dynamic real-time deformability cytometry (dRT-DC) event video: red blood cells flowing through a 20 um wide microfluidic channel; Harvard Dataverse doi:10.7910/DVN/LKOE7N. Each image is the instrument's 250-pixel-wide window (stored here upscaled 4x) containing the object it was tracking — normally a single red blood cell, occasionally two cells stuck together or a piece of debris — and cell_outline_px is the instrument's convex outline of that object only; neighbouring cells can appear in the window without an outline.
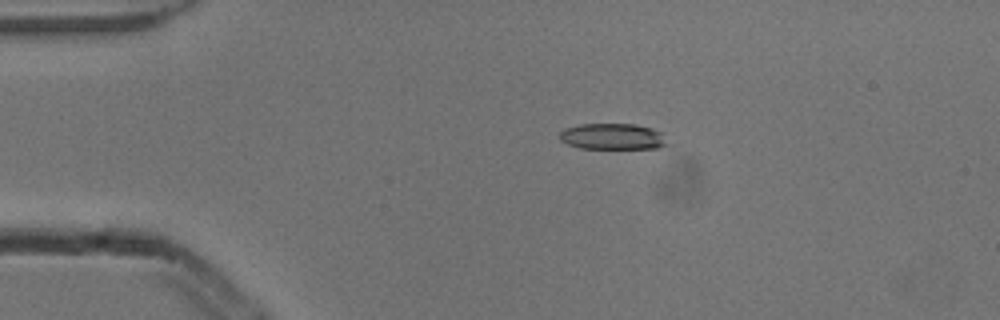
{"species": "common noctule bat (a hibernating species)", "species_latin": "Nyctalus noctula", "temperature_condition": "cold", "stored_images_in_passage": 4, "camera_frame_rate_fps": 3000, "um_per_image_px": 0.085, "animal": {"sex": "male", "body_mass_g": 13.3}, "frame": {"image": 1, "passage_image": 3, "time_ms": 0.667, "image_size_px": [1000, 320], "cell_outline_px": [[668, 144], [660, 148], [580, 148], [568, 144], [560, 140], [560, 132], [564, 128], [580, 124], [636, 124], [652, 128], [660, 132]], "centroid_in_image_um": [52.06, 11.6], "position_along_channel_um": 32.9, "area_um2": 16.3}}